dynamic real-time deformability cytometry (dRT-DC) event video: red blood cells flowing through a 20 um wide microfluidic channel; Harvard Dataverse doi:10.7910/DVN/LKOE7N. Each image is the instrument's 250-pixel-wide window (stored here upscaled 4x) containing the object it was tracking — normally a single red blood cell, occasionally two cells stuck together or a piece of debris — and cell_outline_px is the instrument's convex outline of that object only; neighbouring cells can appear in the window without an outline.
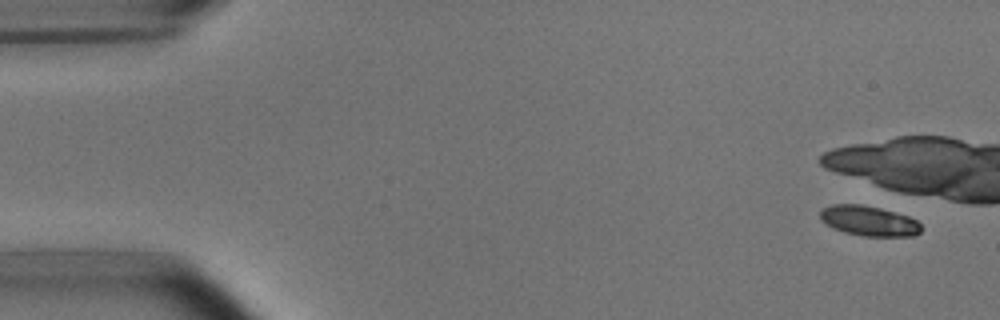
{"species": "common noctule bat (a hibernating species)", "species_latin": "Nyctalus noctula", "temperature_condition": "room temperature", "stored_images_in_passage": 5, "camera_frame_rate_fps": 3000, "um_per_image_px": 0.085, "animal": {"sex": "male", "body_mass_g": 15.6}, "frame": {"image": 1, "passage_image": 1, "time_ms": 0.0, "image_size_px": [1000, 320], "cell_outline_px": [[920, 232], [912, 236], [864, 236], [844, 232], [832, 228], [820, 220], [820, 212], [824, 208], [832, 204], [860, 204], [880, 208], [908, 216], [916, 220], [920, 224]], "centroid_in_image_um": [73.83, 18.77], "position_along_channel_um": 11.2, "area_um2": 17.63}}